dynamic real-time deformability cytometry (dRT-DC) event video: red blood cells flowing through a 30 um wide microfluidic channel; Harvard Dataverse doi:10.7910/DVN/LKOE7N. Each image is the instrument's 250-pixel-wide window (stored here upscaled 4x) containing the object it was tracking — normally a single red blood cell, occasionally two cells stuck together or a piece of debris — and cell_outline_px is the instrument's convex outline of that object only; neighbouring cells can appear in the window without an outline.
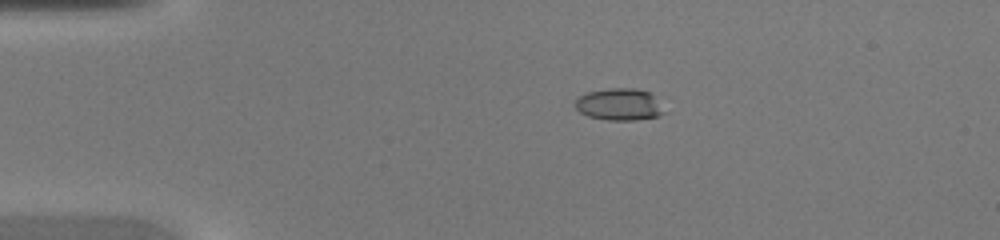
{"species": "common noctule bat (a hibernating species)", "species_latin": "Nyctalus noctula", "temperature_condition": "warm", "stored_images_in_passage": 39, "camera_frame_rate_fps": 3000, "um_per_image_px": 0.085, "animal": {"sex": "female", "body_mass_g": 20.0, "forearm_length_mm": 54.0}, "frame": {"image": 1, "passage_image": 3, "time_ms": 0.667, "image_size_px": [1000, 240], "cell_outline_px": [[668, 112], [656, 116], [636, 120], [608, 120], [588, 116], [580, 112], [572, 104], [580, 96], [588, 92], [608, 88], [636, 88], [648, 92]], "centroid_in_image_um": [52.62, 8.88], "position_along_channel_um": 32.4, "area_um2": 16.53}}
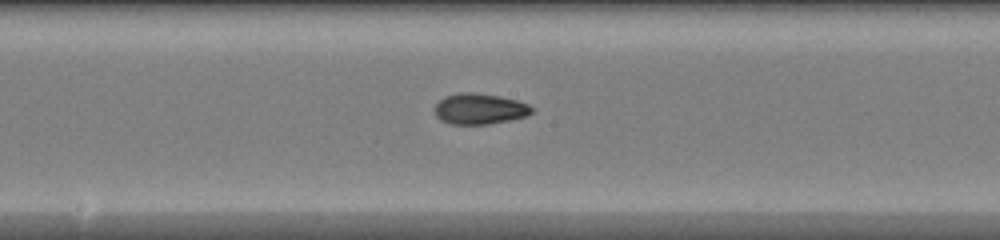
{"frame": {"image": 2, "passage_image": 18, "time_ms": 5.667, "image_size_px": [1000, 240], "cell_outline_px": [[536, 108], [528, 116], [488, 124], [448, 124], [440, 120], [436, 116], [436, 104], [444, 96], [460, 92], [472, 92], [500, 96], [516, 100], [528, 104]], "centroid_in_image_um": [40.78, 9.25], "position_along_channel_um": 207.4, "area_um2": 17.51}}
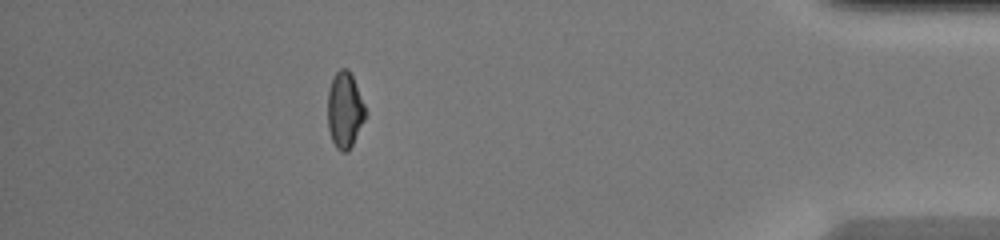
{"frame": {"image": 3, "passage_image": 34, "time_ms": 11.0, "image_size_px": [1000, 240], "cell_outline_px": [[368, 116], [348, 152], [340, 152], [336, 148], [332, 140], [328, 128], [328, 88], [336, 72], [340, 68], [348, 68], [352, 76], [368, 112]], "centroid_in_image_um": [29.33, 9.38], "position_along_channel_um": 405.9, "area_um2": 16.99}}